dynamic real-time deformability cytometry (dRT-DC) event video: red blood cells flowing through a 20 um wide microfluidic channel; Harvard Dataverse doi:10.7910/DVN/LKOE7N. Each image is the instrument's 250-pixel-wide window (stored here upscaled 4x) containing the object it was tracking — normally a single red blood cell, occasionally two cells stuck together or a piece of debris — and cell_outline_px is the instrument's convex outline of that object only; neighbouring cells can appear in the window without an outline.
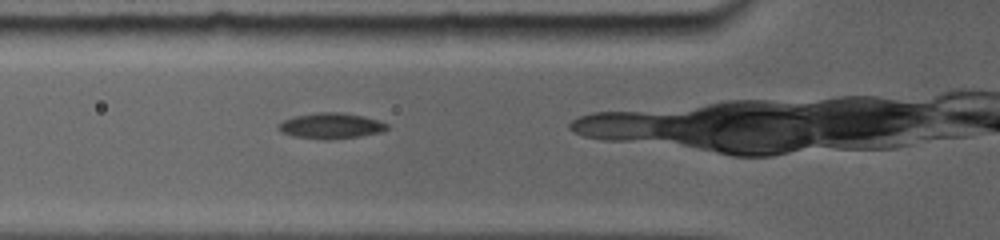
{"species": "common noctule bat (a hibernating species)", "species_latin": "Nyctalus noctula", "temperature_condition": "room temperature", "stored_images_in_passage": 6, "camera_frame_rate_fps": 5000, "um_per_image_px": 0.085, "animal": {"sex": "female", "body_mass_g": 19.0, "forearm_length_mm": 56.7}, "frame": {"image": 1, "passage_image": 2, "time_ms": 0.6, "image_size_px": [1000, 240], "cell_outline_px": [[388, 128], [376, 132], [356, 136], [296, 136], [284, 132], [280, 128], [280, 124], [284, 120], [296, 116], [320, 112], [336, 112], [364, 116], [388, 124]], "centroid_in_image_um": [28.16, 10.62], "position_along_channel_um": 97.6, "area_um2": 14.62}}
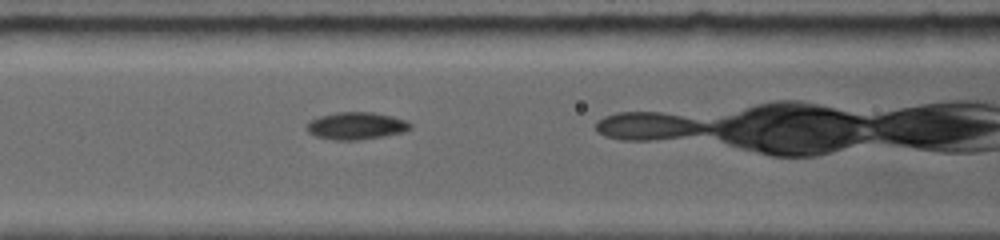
{"frame": {"image": 2, "passage_image": 4, "time_ms": 1.6, "image_size_px": [1000, 240], "cell_outline_px": [[408, 128], [400, 132], [380, 136], [356, 140], [340, 140], [316, 136], [308, 132], [308, 124], [312, 120], [320, 116], [336, 112], [372, 112], [392, 116], [404, 120], [408, 124]], "centroid_in_image_um": [30.22, 10.68], "position_along_channel_um": 136.4, "area_um2": 15.78}}